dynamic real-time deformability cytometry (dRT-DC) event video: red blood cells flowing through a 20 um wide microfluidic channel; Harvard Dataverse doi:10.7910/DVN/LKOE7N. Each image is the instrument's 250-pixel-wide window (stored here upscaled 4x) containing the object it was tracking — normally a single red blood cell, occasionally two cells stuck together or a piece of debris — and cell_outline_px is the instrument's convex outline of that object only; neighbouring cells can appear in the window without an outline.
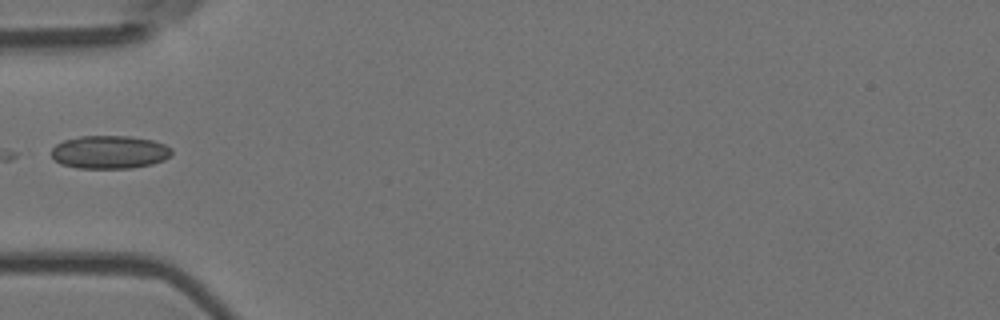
{"species": "Egyptian fruit bat (a non-hibernating species)", "species_latin": "Rousettus aegyptiacus", "temperature_condition": "room temperature", "stored_images_in_passage": 5, "camera_frame_rate_fps": 3000, "um_per_image_px": 0.085, "animal": {"sex": "female"}, "frame": {"image": 1, "passage_image": 5, "time_ms": 1.333, "image_size_px": [1000, 320], "cell_outline_px": [[172, 152], [164, 160], [152, 164], [132, 168], [76, 168], [60, 164], [52, 156], [52, 148], [56, 144], [64, 140], [80, 136], [128, 136], [152, 140], [164, 144], [172, 148]], "centroid_in_image_um": [9.3, 12.93], "position_along_channel_um": 75.7, "area_um2": 23.24}}